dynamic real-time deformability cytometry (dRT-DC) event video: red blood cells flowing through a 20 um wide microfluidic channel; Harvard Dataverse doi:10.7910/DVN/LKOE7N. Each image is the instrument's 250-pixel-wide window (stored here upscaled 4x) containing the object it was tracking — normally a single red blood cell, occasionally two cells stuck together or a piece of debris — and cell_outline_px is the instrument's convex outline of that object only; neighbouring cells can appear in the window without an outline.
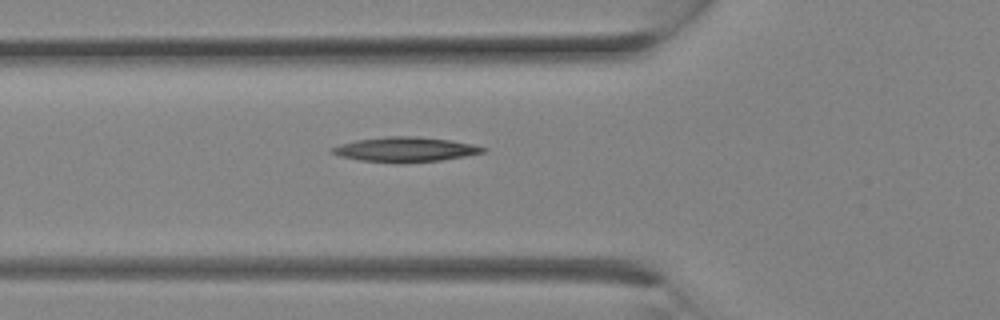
{"species": "Egyptian fruit bat (a non-hibernating species)", "species_latin": "Rousettus aegyptiacus", "temperature_condition": "room temperature", "stored_images_in_passage": 4, "camera_frame_rate_fps": 3000, "um_per_image_px": 0.085, "animal": {"sex": "female"}, "frame": {"image": 1, "passage_image": 2, "time_ms": 0.333, "image_size_px": [1000, 320], "cell_outline_px": [[488, 148], [484, 152], [464, 156], [440, 160], [400, 164], [360, 160], [340, 156], [328, 152], [328, 148], [340, 144], [356, 140], [388, 136], [412, 136], [448, 140], [476, 144]], "centroid_in_image_um": [34.41, 12.71], "position_along_channel_um": 91.4, "area_um2": 21.96}}
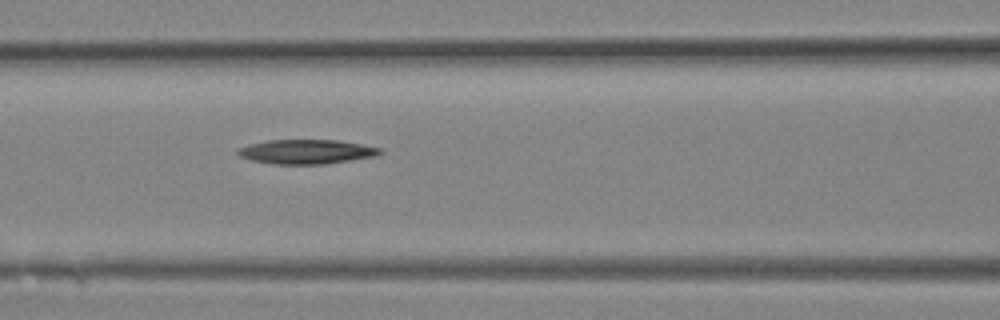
{"frame": {"image": 2, "passage_image": 4, "time_ms": 1.0, "image_size_px": [1000, 320], "cell_outline_px": [[384, 152], [376, 156], [324, 164], [272, 164], [252, 160], [240, 156], [236, 152], [236, 148], [268, 140], [340, 140], [380, 148]], "centroid_in_image_um": [26.04, 12.89], "position_along_channel_um": 140.6, "area_um2": 20.11}}